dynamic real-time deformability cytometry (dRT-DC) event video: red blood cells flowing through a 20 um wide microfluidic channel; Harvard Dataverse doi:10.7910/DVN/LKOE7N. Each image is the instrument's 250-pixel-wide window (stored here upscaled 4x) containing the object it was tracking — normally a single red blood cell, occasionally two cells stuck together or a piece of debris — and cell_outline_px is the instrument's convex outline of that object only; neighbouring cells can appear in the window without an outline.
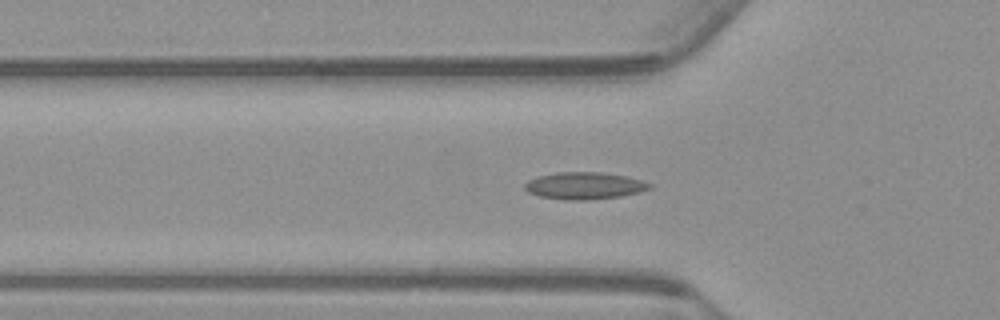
{"species": "common noctule bat (a hibernating species)", "species_latin": "Nyctalus noctula", "temperature_condition": "warm", "stored_images_in_passage": 50, "camera_frame_rate_fps": 3000, "um_per_image_px": 0.085, "animal": {"sex": "male", "body_mass_g": 23.1, "forearm_length_mm": 52.7}, "frame": {"image": 1, "passage_image": 17, "time_ms": 5.333, "image_size_px": [1000, 320], "cell_outline_px": [[652, 188], [640, 192], [620, 196], [588, 200], [564, 200], [540, 196], [528, 192], [524, 188], [524, 184], [528, 180], [536, 176], [560, 172], [600, 172], [624, 176], [640, 180], [652, 184]], "centroid_in_image_um": [49.65, 15.79], "position_along_channel_um": 76.1, "area_um2": 19.65}}
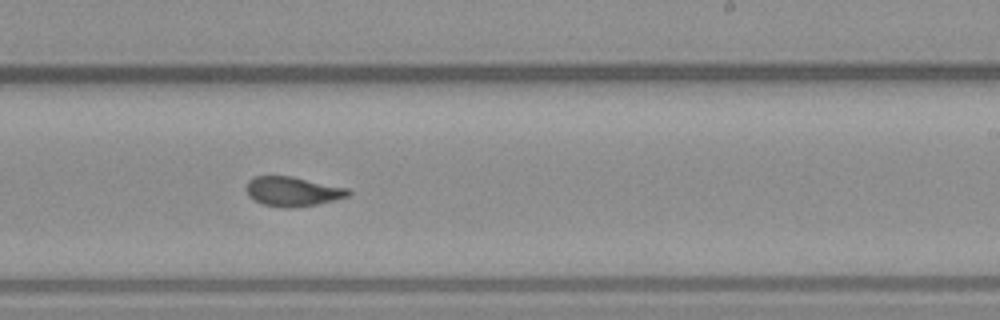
{"frame": {"image": 2, "passage_image": 32, "time_ms": 10.333, "image_size_px": [1000, 320], "cell_outline_px": [[352, 192], [348, 196], [316, 204], [292, 208], [284, 208], [264, 204], [248, 196], [244, 188], [248, 180], [256, 176], [292, 176], [348, 188]], "centroid_in_image_um": [24.85, 16.26], "position_along_channel_um": 264.2, "area_um2": 17.51}}
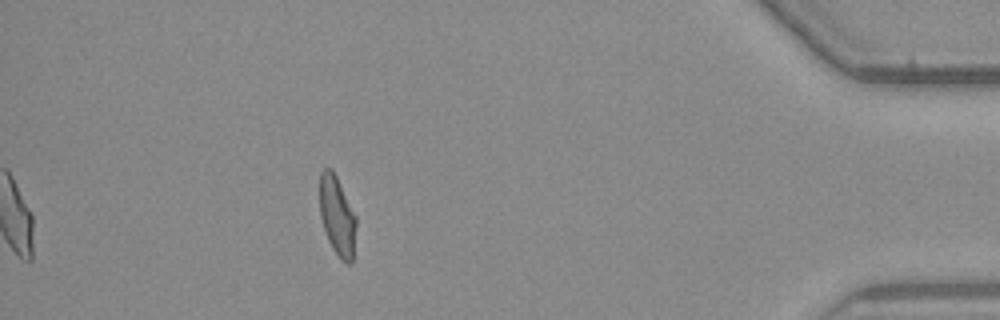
{"frame": {"image": 3, "passage_image": 48, "time_ms": 15.667, "image_size_px": [1000, 320], "cell_outline_px": [[356, 228], [352, 264], [348, 264], [340, 260], [332, 248], [328, 240], [320, 216], [320, 172], [324, 168], [332, 168], [356, 216]], "centroid_in_image_um": [28.66, 18.38], "position_along_channel_um": 406.5, "area_um2": 16.88}, "authors_computed_cell_mechanics": {"area_um2": 17.9469, "velocity_mm_per_s": 3.7457, "shape_relaxation_time_tau1_ms": null, "shape_relaxation_time_tau2_ms": 1.58, "deformation_change_tau1": null, "deformation_change_tau2": 0.0683}}